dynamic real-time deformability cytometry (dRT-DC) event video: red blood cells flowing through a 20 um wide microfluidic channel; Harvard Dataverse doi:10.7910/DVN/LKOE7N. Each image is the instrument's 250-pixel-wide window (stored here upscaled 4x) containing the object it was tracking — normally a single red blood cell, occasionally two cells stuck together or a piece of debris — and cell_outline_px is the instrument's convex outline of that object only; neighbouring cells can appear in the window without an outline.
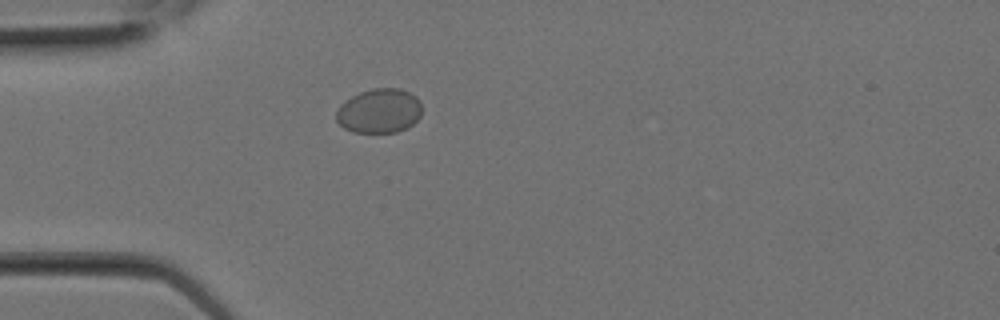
{"species": "Egyptian fruit bat (a non-hibernating species)", "species_latin": "Rousettus aegyptiacus", "temperature_condition": "room temperature", "stored_images_in_passage": 1, "camera_frame_rate_fps": 3000, "um_per_image_px": 0.085, "animal": {"sex": "female"}, "frame": {"image": 1, "passage_image": 1, "time_ms": 0.0, "image_size_px": [1000, 320], "cell_outline_px": [[420, 116], [408, 128], [396, 132], [352, 132], [344, 128], [336, 120], [336, 112], [340, 104], [344, 100], [360, 92], [372, 88], [400, 88], [416, 96], [420, 100]], "centroid_in_image_um": [32.22, 9.42], "position_along_channel_um": 52.8, "area_um2": 22.25}}